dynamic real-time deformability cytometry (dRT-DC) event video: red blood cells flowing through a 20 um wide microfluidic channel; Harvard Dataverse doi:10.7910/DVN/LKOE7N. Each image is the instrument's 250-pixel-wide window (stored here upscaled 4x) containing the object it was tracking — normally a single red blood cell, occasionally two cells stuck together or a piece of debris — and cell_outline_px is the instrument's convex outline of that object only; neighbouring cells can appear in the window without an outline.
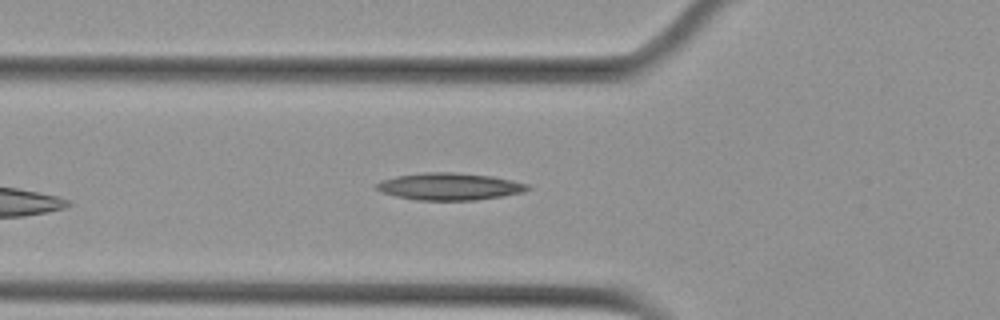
{"species": "Egyptian fruit bat (a non-hibernating species)", "species_latin": "Rousettus aegyptiacus", "temperature_condition": "cold", "stored_images_in_passage": 3, "camera_frame_rate_fps": 3000, "um_per_image_px": 0.085, "animal": {"sex": "female"}, "frame": {"image": 1, "passage_image": 3, "time_ms": 0.667, "image_size_px": [1000, 320], "cell_outline_px": [[532, 188], [524, 192], [504, 196], [476, 200], [416, 200], [396, 196], [384, 192], [376, 188], [376, 184], [380, 180], [396, 176], [424, 172], [452, 172], [492, 176], [512, 180], [528, 184]], "centroid_in_image_um": [38.24, 15.85], "position_along_channel_um": 87.6, "area_um2": 23.93}}